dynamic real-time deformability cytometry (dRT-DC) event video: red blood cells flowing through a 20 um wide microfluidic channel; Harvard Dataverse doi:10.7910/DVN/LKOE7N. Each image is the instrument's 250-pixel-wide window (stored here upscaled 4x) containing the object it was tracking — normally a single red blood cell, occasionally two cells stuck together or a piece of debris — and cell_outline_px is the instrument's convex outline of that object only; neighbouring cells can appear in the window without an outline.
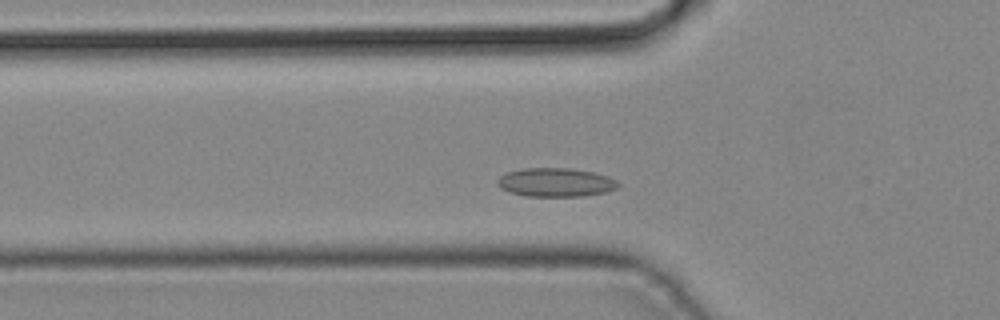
{"species": "common noctule bat (a hibernating species)", "species_latin": "Nyctalus noctula", "temperature_condition": "cold", "stored_images_in_passage": 30, "camera_frame_rate_fps": 3000, "um_per_image_px": 0.085, "animal": {"sex": "male", "body_mass_g": 19.2, "forearm_length_mm": 51.8}, "frame": {"image": 1, "passage_image": 7, "time_ms": 2.0, "image_size_px": [1000, 320], "cell_outline_px": [[620, 184], [616, 188], [608, 192], [584, 196], [528, 196], [508, 192], [500, 188], [496, 184], [496, 180], [500, 176], [508, 172], [524, 168], [568, 168], [596, 172], [608, 176], [616, 180]], "centroid_in_image_um": [47.24, 15.5], "position_along_channel_um": 78.6, "area_um2": 20.4}}
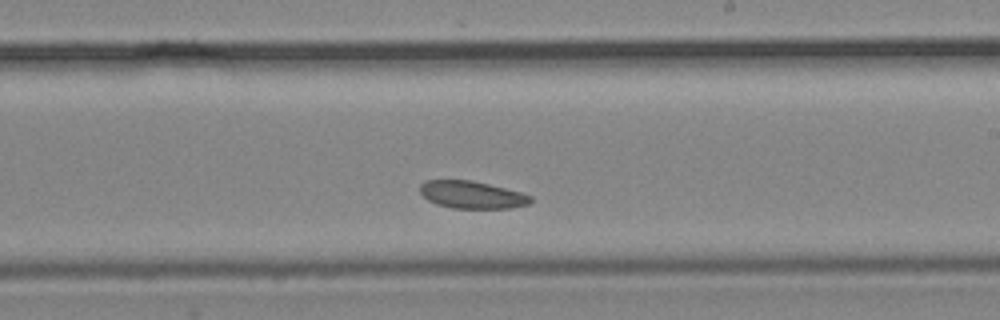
{"frame": {"image": 2, "passage_image": 18, "time_ms": 5.667, "image_size_px": [1000, 320], "cell_outline_px": [[532, 200], [528, 204], [508, 208], [452, 208], [436, 204], [428, 200], [420, 192], [420, 184], [424, 180], [472, 180], [520, 192], [532, 196]], "centroid_in_image_um": [40.08, 16.55], "position_along_channel_um": 248.9, "area_um2": 17.57}}
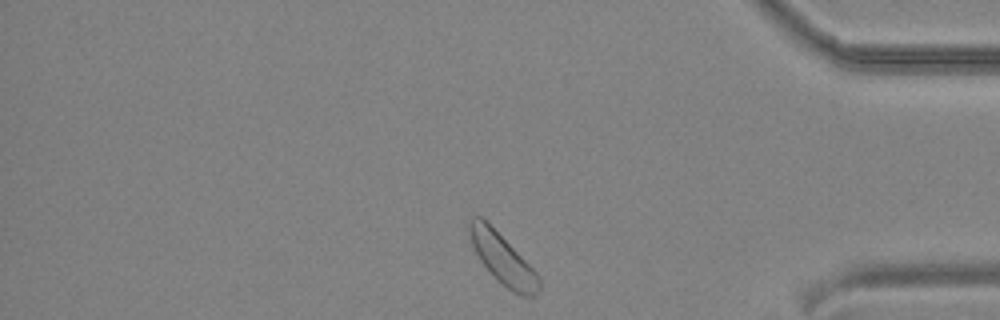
{"frame": {"image": 3, "passage_image": 29, "time_ms": 9.333, "image_size_px": [1000, 320], "cell_outline_px": [[540, 288], [532, 296], [524, 296], [512, 292], [480, 260], [472, 244], [468, 232], [468, 220], [472, 216], [480, 216], [540, 276]], "centroid_in_image_um": [42.71, 22.0], "position_along_channel_um": 392.5, "area_um2": 19.31}}